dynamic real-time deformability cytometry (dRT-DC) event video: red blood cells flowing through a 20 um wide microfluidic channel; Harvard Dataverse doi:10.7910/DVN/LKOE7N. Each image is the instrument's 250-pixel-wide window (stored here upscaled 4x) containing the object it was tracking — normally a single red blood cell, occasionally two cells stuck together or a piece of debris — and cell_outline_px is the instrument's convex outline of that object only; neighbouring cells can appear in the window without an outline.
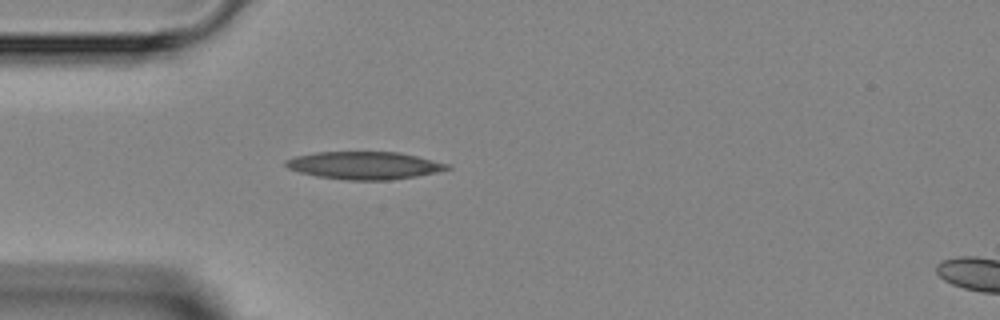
{"species": "Egyptian fruit bat (a non-hibernating species)", "species_latin": "Rousettus aegyptiacus", "temperature_condition": "room temperature", "stored_images_in_passage": 4, "segment_of_instrument_passage": [1, 2], "camera_frame_rate_fps": 3000, "um_per_image_px": 0.085, "animal": {"sex": "female"}, "frame": {"image": 1, "passage_image": 3, "time_ms": 2.333, "image_size_px": [1000, 320], "cell_outline_px": [[452, 168], [436, 172], [416, 176], [392, 180], [344, 180], [316, 176], [300, 172], [288, 168], [284, 164], [284, 160], [296, 156], [316, 152], [400, 152], [448, 164]], "centroid_in_image_um": [30.94, 14.06], "position_along_channel_um": 54.1, "area_um2": 25.95}}